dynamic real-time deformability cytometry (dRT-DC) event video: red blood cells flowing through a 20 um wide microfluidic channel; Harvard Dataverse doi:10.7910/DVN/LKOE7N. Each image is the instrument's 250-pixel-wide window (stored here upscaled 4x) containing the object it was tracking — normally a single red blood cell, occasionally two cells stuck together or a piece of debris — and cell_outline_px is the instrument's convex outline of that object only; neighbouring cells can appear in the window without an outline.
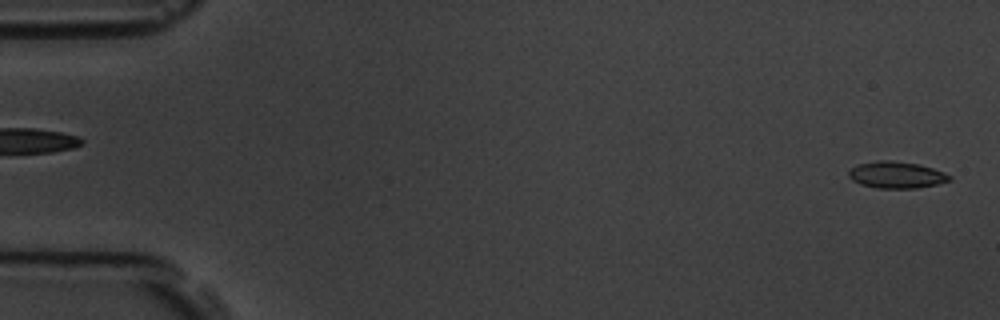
{"species": "common noctule bat (a hibernating species)", "species_latin": "Nyctalus noctula", "temperature_condition": "room temperature", "stored_images_in_passage": 6, "segment_of_instrument_passage": [2, 2], "camera_frame_rate_fps": 3000, "um_per_image_px": 0.085, "animal": {"sex": "male", "body_mass_g": 19.5, "forearm_length_mm": 54.6}, "frame": {"image": 1, "passage_image": 6, "time_ms": 6.0, "image_size_px": [1000, 320], "cell_outline_px": [[952, 180], [936, 184], [916, 188], [876, 188], [860, 184], [852, 180], [848, 176], [848, 172], [856, 164], [880, 160], [892, 160], [920, 164], [944, 172], [952, 176]], "centroid_in_image_um": [76.19, 14.86], "position_along_channel_um": 8.8, "area_um2": 15.78}}